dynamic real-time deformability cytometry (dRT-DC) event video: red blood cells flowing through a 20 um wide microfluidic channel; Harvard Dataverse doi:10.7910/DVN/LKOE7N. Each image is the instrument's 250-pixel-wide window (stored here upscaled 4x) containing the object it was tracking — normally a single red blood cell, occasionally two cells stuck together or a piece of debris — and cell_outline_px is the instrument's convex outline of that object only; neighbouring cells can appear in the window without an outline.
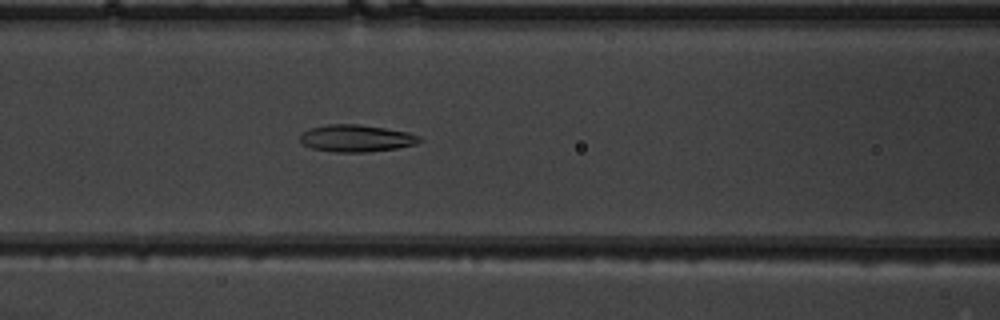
{"species": "common noctule bat (a hibernating species)", "species_latin": "Nyctalus noctula", "temperature_condition": "warm", "stored_images_in_passage": 52, "camera_frame_rate_fps": 3000, "um_per_image_px": 0.085, "animal": {"sex": "male", "body_mass_g": 19.5, "forearm_length_mm": 54.6}, "frame": {"image": 1, "passage_image": 23, "time_ms": 7.333, "image_size_px": [1000, 320], "cell_outline_px": [[424, 140], [416, 144], [396, 148], [364, 152], [336, 152], [312, 148], [304, 144], [300, 140], [300, 136], [308, 128], [328, 124], [360, 124], [408, 132], [420, 136]], "centroid_in_image_um": [30.3, 11.74], "position_along_channel_um": 136.3, "area_um2": 18.79}}
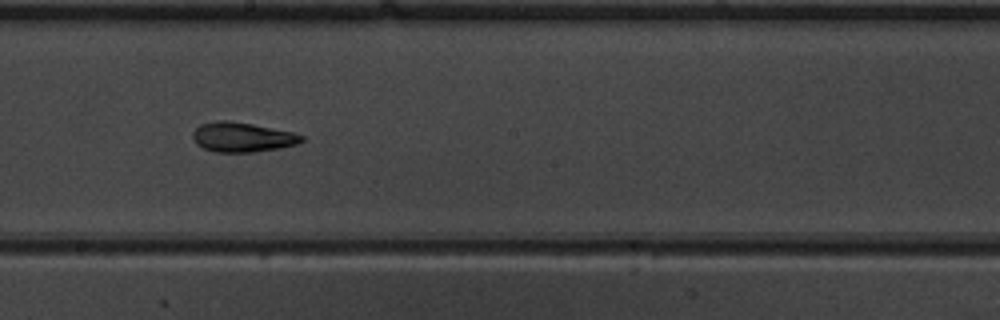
{"frame": {"image": 2, "passage_image": 30, "time_ms": 9.667, "image_size_px": [1000, 320], "cell_outline_px": [[304, 140], [296, 144], [280, 148], [252, 152], [216, 152], [204, 148], [196, 144], [192, 136], [192, 132], [200, 124], [216, 120], [224, 120], [252, 124], [296, 132], [304, 136]], "centroid_in_image_um": [20.6, 11.65], "position_along_channel_um": 227.6, "area_um2": 18.9}}
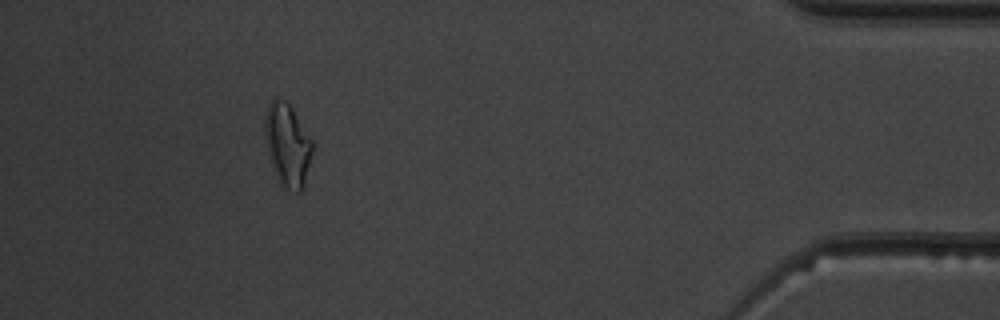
{"frame": {"image": 3, "passage_image": 48, "time_ms": 15.667, "image_size_px": [1000, 320], "cell_outline_px": [[312, 152], [300, 192], [296, 192], [284, 188], [280, 184], [272, 168], [268, 148], [264, 124], [264, 120], [268, 104], [272, 96], [276, 96], [284, 100], [292, 108], [312, 140]], "centroid_in_image_um": [24.41, 12.26], "position_along_channel_um": 410.8, "area_um2": 22.48}, "authors_computed_cell_mechanics": {"area_um2": 19.363, "velocity_mm_per_s": 3.9235, "shape_relaxation_time_tau1_ms": 5.7763, "shape_relaxation_time_tau2_ms": 3.1238, "deformation_change_tau1": 0.1735, "deformation_change_tau2": 0.1133}}